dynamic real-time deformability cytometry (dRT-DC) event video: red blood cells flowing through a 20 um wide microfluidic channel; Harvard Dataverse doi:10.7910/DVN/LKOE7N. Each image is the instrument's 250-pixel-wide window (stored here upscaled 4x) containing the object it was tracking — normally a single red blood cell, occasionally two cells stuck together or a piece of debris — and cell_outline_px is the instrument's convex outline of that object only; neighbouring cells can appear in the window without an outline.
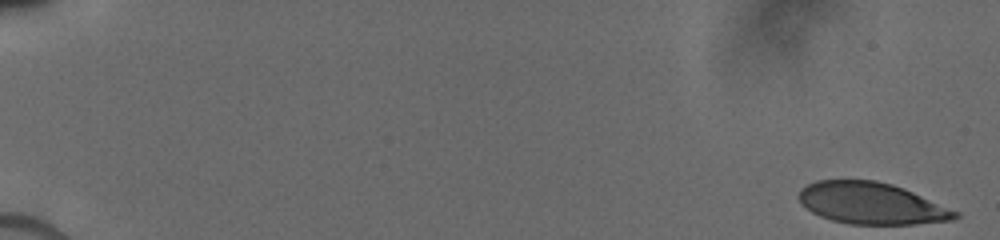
{"species": "human", "species_latin": "Homo sapiens", "temperature_condition": "cold", "stored_images_in_passage": 16, "camera_frame_rate_fps": 3000, "um_per_image_px": 0.085, "donor": {"sex": "male"}, "frame": {"image": 1, "passage_image": 1, "time_ms": 0.0, "image_size_px": [1000, 240], "cell_outline_px": [[960, 216], [952, 220], [916, 224], [848, 224], [832, 220], [820, 216], [812, 212], [800, 200], [800, 188], [816, 180], [876, 180], [892, 184], [904, 188], [960, 212]], "centroid_in_image_um": [74.11, 17.28], "position_along_channel_um": 10.9, "area_um2": 37.8}}
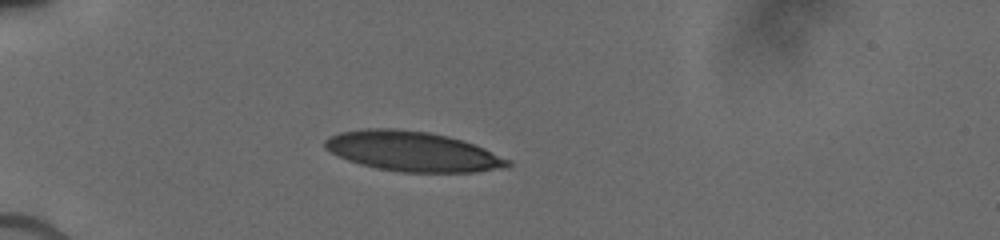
{"frame": {"image": 2, "passage_image": 10, "time_ms": 5.0, "image_size_px": [1000, 240], "cell_outline_px": [[512, 164], [504, 168], [476, 172], [400, 172], [376, 168], [360, 164], [348, 160], [324, 148], [324, 140], [328, 136], [340, 132], [364, 128], [392, 128], [428, 132], [448, 136], [476, 144], [512, 160]], "centroid_in_image_um": [35.09, 12.86], "position_along_channel_um": 49.9, "area_um2": 42.77}}
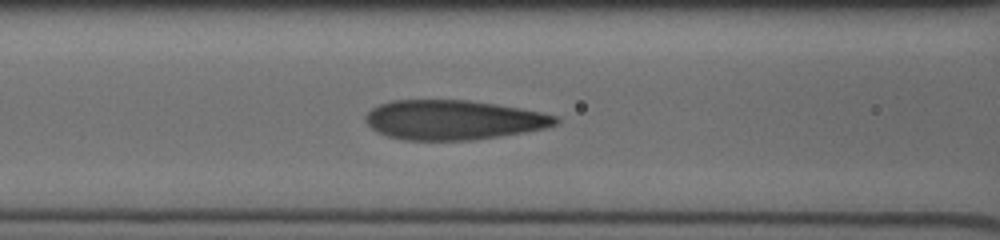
{"frame": {"image": 3, "passage_image": 16, "time_ms": 7.667, "image_size_px": [1000, 240], "cell_outline_px": [[560, 120], [556, 124], [544, 128], [524, 132], [472, 140], [404, 140], [388, 136], [372, 128], [364, 120], [364, 116], [372, 108], [380, 104], [392, 100], [468, 100], [496, 104], [520, 108], [540, 112], [556, 116]], "centroid_in_image_um": [38.51, 10.19], "position_along_channel_um": 128.1, "area_um2": 43.64}}